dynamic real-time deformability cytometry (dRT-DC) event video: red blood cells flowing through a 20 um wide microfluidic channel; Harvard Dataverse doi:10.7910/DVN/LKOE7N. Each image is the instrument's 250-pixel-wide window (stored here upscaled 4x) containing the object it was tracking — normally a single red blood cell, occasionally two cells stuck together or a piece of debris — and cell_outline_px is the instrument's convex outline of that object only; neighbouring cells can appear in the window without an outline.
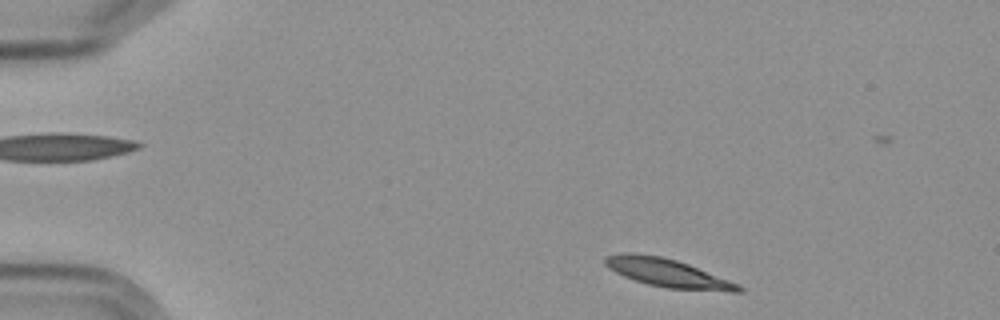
{"species": "Egyptian fruit bat (a non-hibernating species)", "species_latin": "Rousettus aegyptiacus", "temperature_condition": "cold", "stored_images_in_passage": 10, "camera_frame_rate_fps": 3000, "um_per_image_px": 0.085, "frame": {"image": 1, "passage_image": 2, "time_ms": 1.0, "image_size_px": [1000, 320], "cell_outline_px": [[744, 292], [728, 292], [668, 288], [648, 284], [624, 276], [608, 268], [604, 264], [604, 256], [624, 252], [628, 252], [660, 256], [676, 260], [688, 264], [740, 284], [744, 288]], "centroid_in_image_um": [56.78, 23.21], "position_along_channel_um": 28.2, "area_um2": 22.02}}
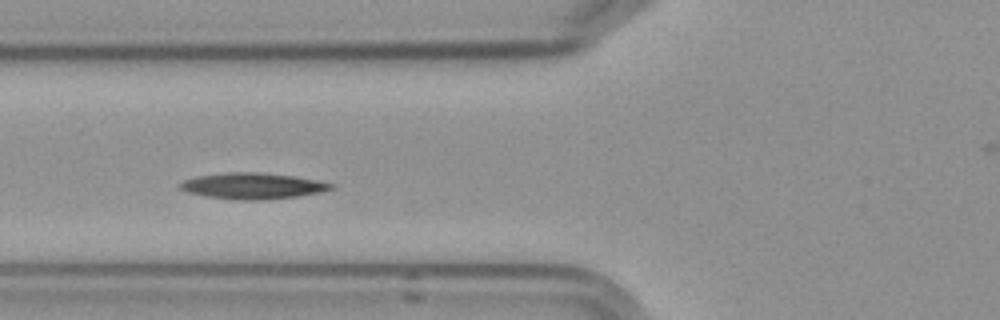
{"frame": {"image": 2, "passage_image": 5, "time_ms": 5.333, "image_size_px": [1000, 320], "cell_outline_px": [[336, 188], [320, 192], [296, 196], [264, 200], [236, 200], [204, 196], [188, 192], [180, 188], [180, 184], [184, 180], [196, 176], [224, 172], [256, 172], [296, 176], [336, 184]], "centroid_in_image_um": [21.49, 15.8], "position_along_channel_um": 104.3, "area_um2": 23.06}}
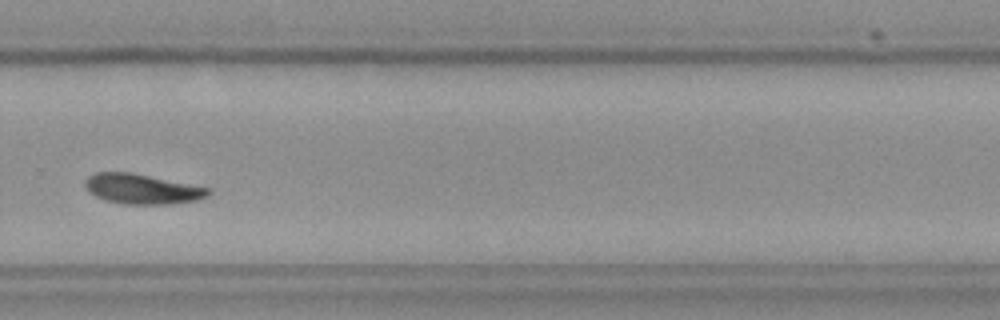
{"frame": {"image": 3, "passage_image": 10, "time_ms": 11.333, "image_size_px": [1000, 320], "cell_outline_px": [[212, 192], [208, 196], [196, 200], [172, 204], [124, 204], [104, 200], [88, 192], [84, 184], [84, 180], [88, 176], [96, 172], [132, 172], [212, 188]], "centroid_in_image_um": [12.09, 16.06], "position_along_channel_um": 317.7, "area_um2": 21.85}}